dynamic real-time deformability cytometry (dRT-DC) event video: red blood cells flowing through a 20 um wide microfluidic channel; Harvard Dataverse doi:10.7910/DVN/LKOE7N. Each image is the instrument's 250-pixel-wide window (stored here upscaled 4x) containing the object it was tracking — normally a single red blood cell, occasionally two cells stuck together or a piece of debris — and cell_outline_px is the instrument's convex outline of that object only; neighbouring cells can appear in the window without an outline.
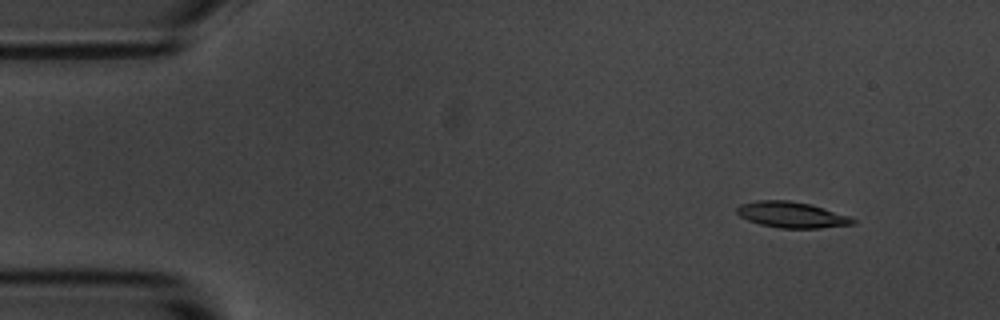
{"species": "common noctule bat (a hibernating species)", "species_latin": "Nyctalus noctula", "temperature_condition": "room temperature", "stored_images_in_passage": 5, "camera_frame_rate_fps": 3000, "um_per_image_px": 0.085, "animal": {"sex": "male", "body_mass_g": 20.1, "forearm_length_mm": 53.5}, "frame": {"image": 1, "passage_image": 2, "time_ms": 0.333, "image_size_px": [1000, 320], "cell_outline_px": [[856, 224], [820, 228], [780, 228], [760, 224], [748, 220], [740, 216], [736, 212], [736, 208], [740, 204], [756, 200], [788, 200], [808, 204], [824, 208], [848, 216], [856, 220]], "centroid_in_image_um": [67.27, 18.26], "position_along_channel_um": 17.7, "area_um2": 17.46}}
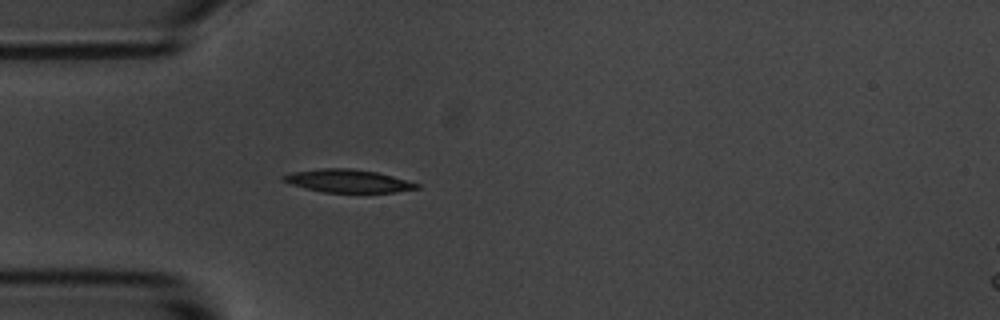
{"frame": {"image": 2, "passage_image": 5, "time_ms": 1.333, "image_size_px": [1000, 320], "cell_outline_px": [[420, 188], [396, 192], [324, 192], [292, 184], [280, 180], [280, 176], [292, 172], [320, 168], [352, 168], [376, 172], [392, 176], [420, 184]], "centroid_in_image_um": [29.56, 15.37], "position_along_channel_um": 55.4, "area_um2": 17.74}}